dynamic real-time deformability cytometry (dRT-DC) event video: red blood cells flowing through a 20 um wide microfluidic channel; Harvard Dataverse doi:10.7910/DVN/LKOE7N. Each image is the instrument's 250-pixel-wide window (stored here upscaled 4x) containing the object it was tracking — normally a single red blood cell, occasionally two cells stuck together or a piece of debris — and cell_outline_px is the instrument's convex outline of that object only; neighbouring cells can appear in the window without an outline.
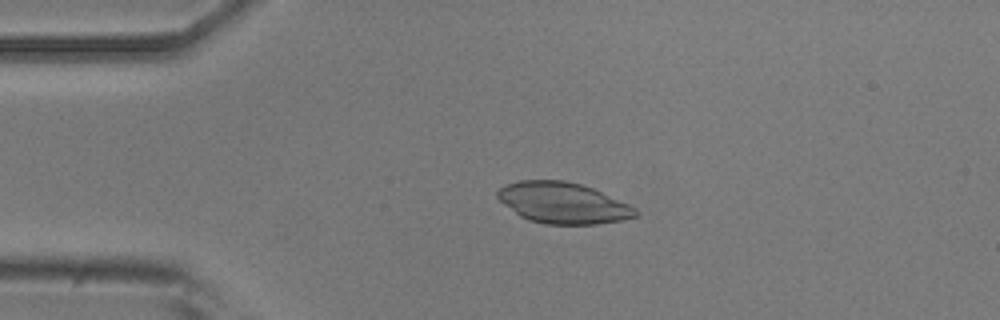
{"species": "common noctule bat (a hibernating species)", "species_latin": "Nyctalus noctula", "temperature_condition": "room temperature", "stored_images_in_passage": 40, "camera_frame_rate_fps": 3000, "um_per_image_px": 0.085, "animal": {"sex": "male", "body_mass_g": 20.5, "forearm_length_mm": 52.5}, "frame": {"image": 1, "passage_image": 10, "time_ms": 3.0, "image_size_px": [1000, 320], "cell_outline_px": [[640, 212], [636, 216], [624, 220], [596, 224], [544, 224], [528, 220], [520, 216], [504, 204], [496, 196], [496, 192], [500, 188], [508, 184], [520, 180], [564, 180], [580, 184], [592, 188], [628, 204], [636, 208]], "centroid_in_image_um": [47.85, 17.26], "position_along_channel_um": 37.1, "area_um2": 32.89}}
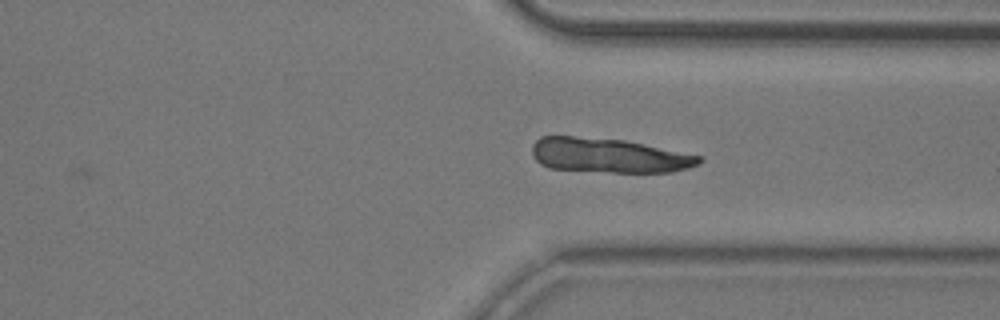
{"frame": {"image": 2, "passage_image": 37, "time_ms": 12.0, "image_size_px": [1000, 320], "cell_outline_px": [[704, 160], [700, 164], [688, 168], [672, 172], [612, 172], [548, 168], [540, 164], [532, 156], [532, 144], [540, 136], [572, 136], [624, 140], [704, 156]], "centroid_in_image_um": [51.77, 13.21], "position_along_channel_um": 359.6, "area_um2": 33.81}}